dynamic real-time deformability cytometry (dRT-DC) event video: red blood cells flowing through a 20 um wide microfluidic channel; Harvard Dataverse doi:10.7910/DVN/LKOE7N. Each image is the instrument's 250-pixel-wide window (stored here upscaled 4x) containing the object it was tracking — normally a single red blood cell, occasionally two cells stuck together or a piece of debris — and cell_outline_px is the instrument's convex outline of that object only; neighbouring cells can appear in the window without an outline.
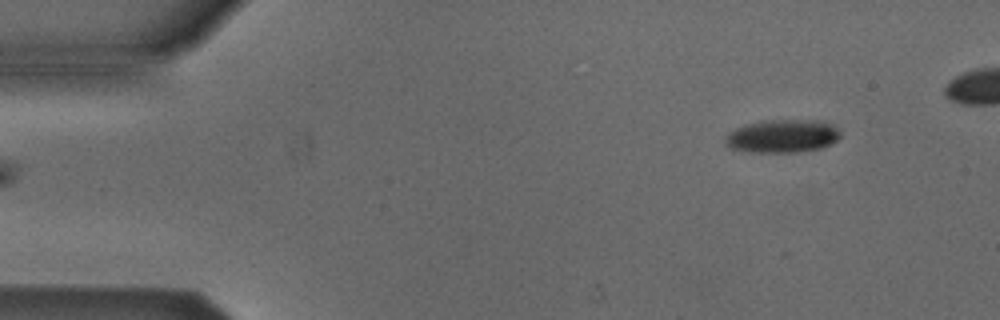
{"species": "Egyptian fruit bat (a non-hibernating species)", "species_latin": "Rousettus aegyptiacus", "temperature_condition": "cold", "stored_images_in_passage": 5, "segment_of_instrument_passage": [2, 2], "camera_frame_rate_fps": 3000, "um_per_image_px": 0.085, "animal": {"sex": "male"}, "frame": {"image": 1, "passage_image": 5, "time_ms": 5.667, "image_size_px": [1000, 320], "cell_outline_px": [[840, 136], [832, 144], [820, 148], [796, 152], [748, 152], [732, 148], [724, 140], [736, 128], [748, 124], [768, 120], [820, 120], [832, 124], [840, 132]], "centroid_in_image_um": [66.56, 11.57], "position_along_channel_um": 18.4, "area_um2": 21.91}}